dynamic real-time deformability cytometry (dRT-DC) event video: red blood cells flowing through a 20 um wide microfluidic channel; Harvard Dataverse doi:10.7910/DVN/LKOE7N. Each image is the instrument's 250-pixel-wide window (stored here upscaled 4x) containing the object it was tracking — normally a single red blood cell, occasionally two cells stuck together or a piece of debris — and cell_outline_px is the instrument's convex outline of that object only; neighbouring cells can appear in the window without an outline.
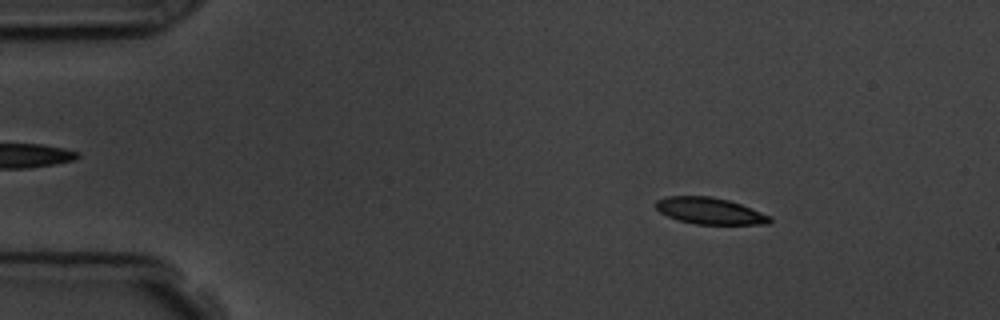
{"species": "common noctule bat (a hibernating species)", "species_latin": "Nyctalus noctula", "temperature_condition": "room temperature", "stored_images_in_passage": 56, "camera_frame_rate_fps": 3000, "um_per_image_px": 0.085, "animal": {"sex": "male", "body_mass_g": 19.5, "forearm_length_mm": 54.6}, "frame": {"image": 1, "passage_image": 8, "time_ms": 2.333, "image_size_px": [1000, 320], "cell_outline_px": [[772, 220], [768, 224], [696, 224], [680, 220], [668, 216], [660, 212], [652, 204], [656, 200], [668, 196], [712, 196], [728, 200], [740, 204], [772, 216]], "centroid_in_image_um": [60.32, 17.92], "position_along_channel_um": 24.7, "area_um2": 17.63}}
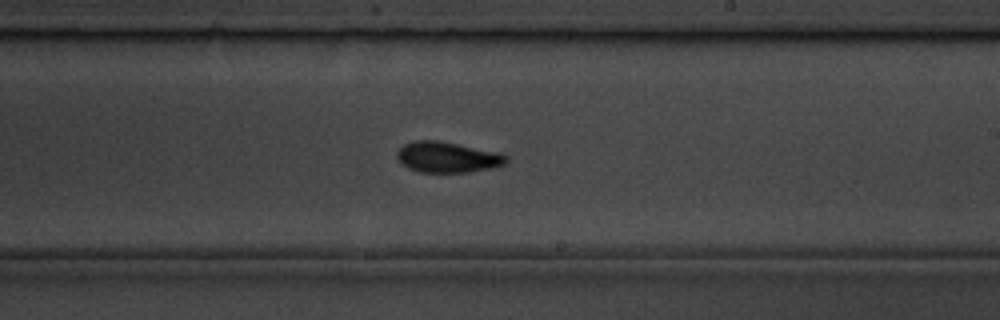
{"frame": {"image": 2, "passage_image": 33, "time_ms": 10.667, "image_size_px": [1000, 320], "cell_outline_px": [[508, 160], [504, 164], [492, 168], [468, 172], [420, 172], [408, 168], [400, 164], [396, 156], [396, 152], [404, 144], [416, 140], [436, 140], [500, 152], [508, 156]], "centroid_in_image_um": [38.02, 13.36], "position_along_channel_um": 251.0, "area_um2": 19.65}}
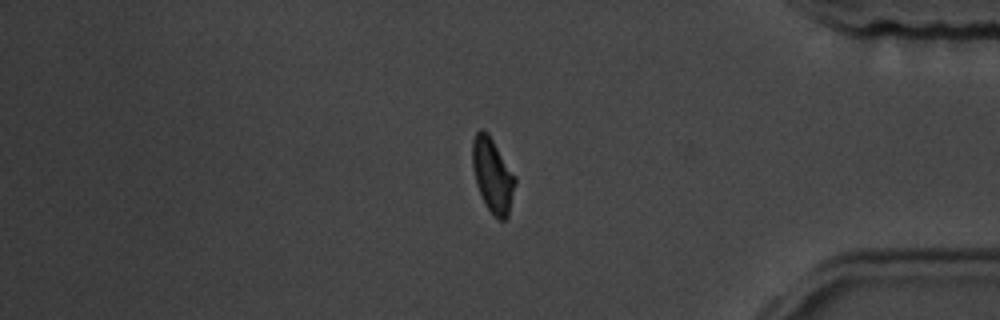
{"frame": {"image": 3, "passage_image": 47, "time_ms": 15.333, "image_size_px": [1000, 320], "cell_outline_px": [[516, 184], [508, 216], [504, 220], [496, 220], [484, 204], [476, 184], [472, 168], [472, 140], [476, 132], [480, 128], [484, 128], [488, 132], [516, 176]], "centroid_in_image_um": [41.86, 14.89], "position_along_channel_um": 393.3, "area_um2": 18.96}, "authors_computed_cell_mechanics": {"area_um2": 18.5538, "velocity_mm_per_s": 3.6031, "shape_relaxation_time_tau1_ms": 2.5946, "shape_relaxation_time_tau2_ms": 2.4824, "deformation_change_tau1": 0.1241, "deformation_change_tau2": 0.0883}}